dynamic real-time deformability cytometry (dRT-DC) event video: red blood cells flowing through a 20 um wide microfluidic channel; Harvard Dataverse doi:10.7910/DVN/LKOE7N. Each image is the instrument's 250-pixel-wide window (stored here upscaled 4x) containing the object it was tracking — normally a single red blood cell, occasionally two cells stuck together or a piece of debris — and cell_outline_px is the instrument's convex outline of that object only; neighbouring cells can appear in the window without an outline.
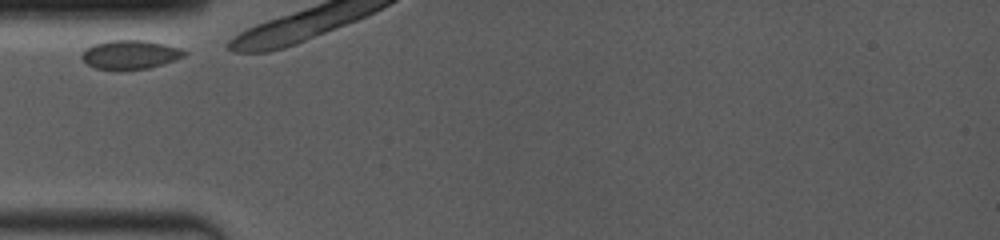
{"species": "common noctule bat (a hibernating species)", "species_latin": "Nyctalus noctula", "temperature_condition": "room temperature", "stored_images_in_passage": 41, "camera_frame_rate_fps": 4000, "um_per_image_px": 0.085, "animal": {"sex": "female", "body_mass_g": 19.0, "forearm_length_mm": 53.3}, "frame": {"image": 1, "passage_image": 1, "time_ms": 0.0, "image_size_px": [1000, 240], "cell_outline_px": [[188, 52], [184, 56], [148, 68], [96, 68], [88, 64], [80, 56], [88, 48], [96, 44], [108, 40], [144, 40], [164, 44], [180, 48]], "centroid_in_image_um": [11.09, 4.61], "position_along_channel_um": 73.9, "area_um2": 16.53}}